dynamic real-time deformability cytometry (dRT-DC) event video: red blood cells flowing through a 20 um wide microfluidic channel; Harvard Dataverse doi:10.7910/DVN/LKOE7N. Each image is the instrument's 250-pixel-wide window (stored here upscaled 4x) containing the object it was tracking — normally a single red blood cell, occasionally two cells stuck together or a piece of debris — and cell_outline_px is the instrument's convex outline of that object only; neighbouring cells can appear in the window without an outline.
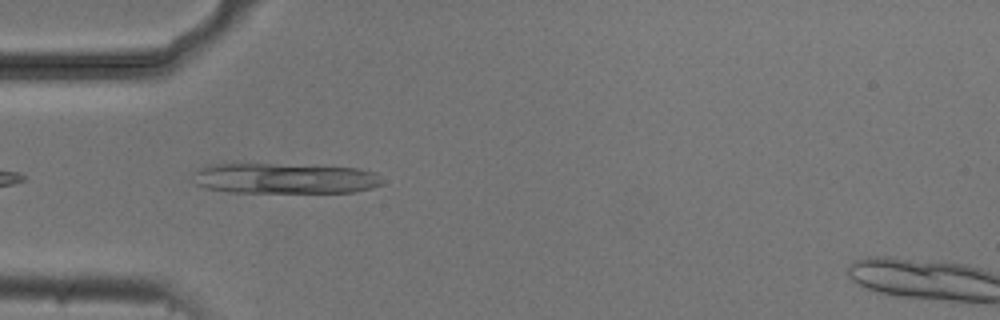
{"species": "common noctule bat (a hibernating species)", "species_latin": "Nyctalus noctula", "temperature_condition": "cold", "stored_images_in_passage": 5, "segment_of_instrument_passage": [1, 2], "camera_frame_rate_fps": 3000, "um_per_image_px": 0.085, "animal": {"sex": "male", "body_mass_g": 20.5, "forearm_length_mm": 52.5}, "frame": {"image": 1, "passage_image": 2, "time_ms": 0.333, "image_size_px": [1000, 320], "cell_outline_px": [[384, 184], [372, 188], [352, 192], [228, 192], [204, 188], [196, 184], [196, 172], [204, 164], [232, 160], [356, 168], [376, 172]], "centroid_in_image_um": [24.09, 15.11], "position_along_channel_um": 60.9, "area_um2": 35.03}}